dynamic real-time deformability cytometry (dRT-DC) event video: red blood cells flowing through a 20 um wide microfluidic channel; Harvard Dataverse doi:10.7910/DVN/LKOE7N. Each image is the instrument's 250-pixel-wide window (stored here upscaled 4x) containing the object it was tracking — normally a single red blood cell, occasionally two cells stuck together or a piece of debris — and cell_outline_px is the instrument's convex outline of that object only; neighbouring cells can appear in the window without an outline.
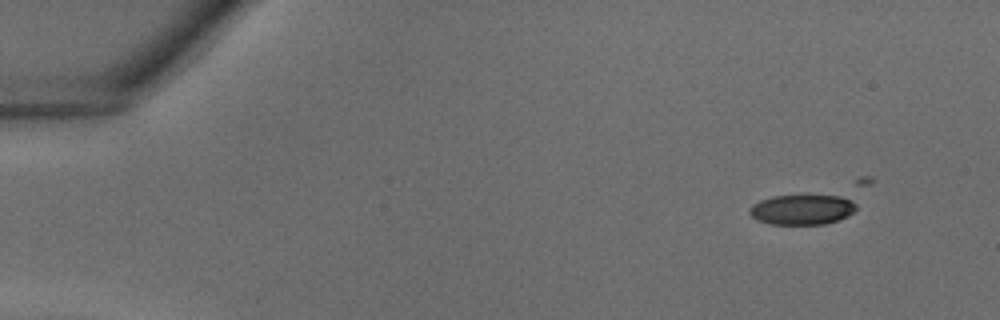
{"species": "common noctule bat (a hibernating species)", "species_latin": "Nyctalus noctula", "temperature_condition": "warm", "stored_images_in_passage": 10, "camera_frame_rate_fps": 3000, "um_per_image_px": 0.085, "animal": {"sex": "male", "body_mass_g": 18.8}, "frame": {"image": 1, "passage_image": 1, "time_ms": 0.0, "image_size_px": [1000, 320], "cell_outline_px": [[856, 208], [848, 216], [824, 224], [772, 224], [756, 220], [748, 212], [748, 208], [752, 204], [760, 200], [772, 196], [852, 196], [856, 204]], "centroid_in_image_um": [68.18, 17.8], "position_along_channel_um": 16.8, "area_um2": 18.84}}